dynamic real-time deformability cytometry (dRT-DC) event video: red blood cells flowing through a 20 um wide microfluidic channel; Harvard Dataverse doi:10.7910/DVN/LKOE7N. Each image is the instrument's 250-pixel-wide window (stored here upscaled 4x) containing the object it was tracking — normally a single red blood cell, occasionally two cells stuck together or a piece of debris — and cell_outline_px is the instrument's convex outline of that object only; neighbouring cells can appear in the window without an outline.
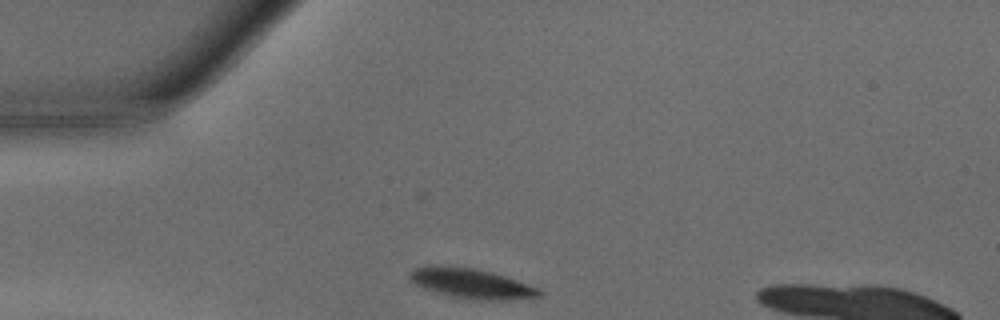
{"species": "common noctule bat (a hibernating species)", "species_latin": "Nyctalus noctula", "temperature_condition": "warm", "stored_images_in_passage": 27, "camera_frame_rate_fps": 3000, "um_per_image_px": 0.085, "animal": {"sex": "male", "body_mass_g": 15.6}, "frame": {"image": 1, "passage_image": 1, "time_ms": 0.0, "image_size_px": [1000, 320], "cell_outline_px": [[544, 296], [504, 300], [488, 300], [452, 296], [424, 288], [416, 284], [408, 276], [408, 272], [416, 268], [476, 268], [492, 272], [540, 288], [544, 292]], "centroid_in_image_um": [40.2, 24.13], "position_along_channel_um": 44.8, "area_um2": 21.62}}
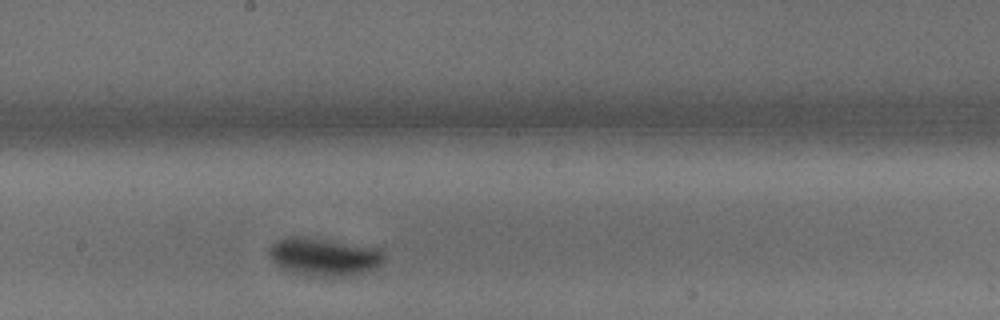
{"frame": {"image": 2, "passage_image": 15, "time_ms": 4.667, "image_size_px": [1000, 320], "cell_outline_px": [[384, 260], [380, 264], [372, 268], [360, 272], [336, 276], [308, 276], [292, 272], [276, 264], [272, 260], [268, 252], [268, 248], [276, 240], [288, 236], [296, 236], [336, 240], [384, 248]], "centroid_in_image_um": [27.54, 21.78], "position_along_channel_um": 220.7, "area_um2": 25.55}}
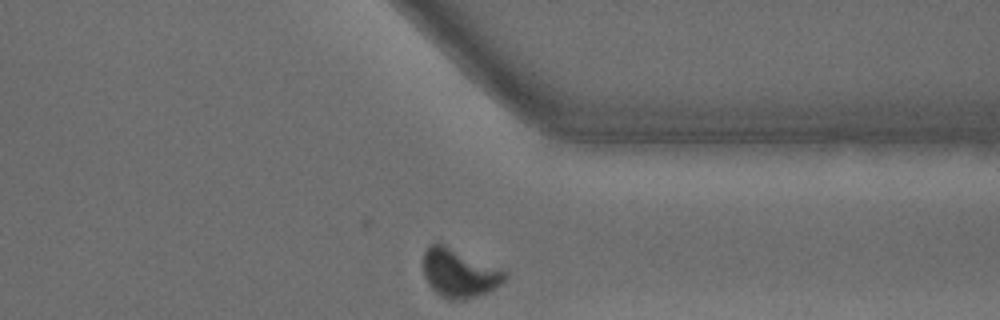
{"frame": {"image": 3, "passage_image": 26, "time_ms": 8.333, "image_size_px": [1000, 320], "cell_outline_px": [[508, 276], [500, 284], [476, 296], [464, 300], [448, 300], [440, 296], [428, 284], [424, 276], [424, 252], [432, 244], [440, 244], [508, 272]], "centroid_in_image_um": [39.01, 23.26], "position_along_channel_um": 372.4, "area_um2": 22.25}, "authors_computed_cell_mechanics": {"area_um2": 23.6402, "velocity_mm_per_s": 4.1995, "shape_relaxation_time_tau1_ms": 4.2565, "shape_relaxation_time_tau2_ms": null, "deformation_change_tau1": 0.2222, "deformation_change_tau2": null}}